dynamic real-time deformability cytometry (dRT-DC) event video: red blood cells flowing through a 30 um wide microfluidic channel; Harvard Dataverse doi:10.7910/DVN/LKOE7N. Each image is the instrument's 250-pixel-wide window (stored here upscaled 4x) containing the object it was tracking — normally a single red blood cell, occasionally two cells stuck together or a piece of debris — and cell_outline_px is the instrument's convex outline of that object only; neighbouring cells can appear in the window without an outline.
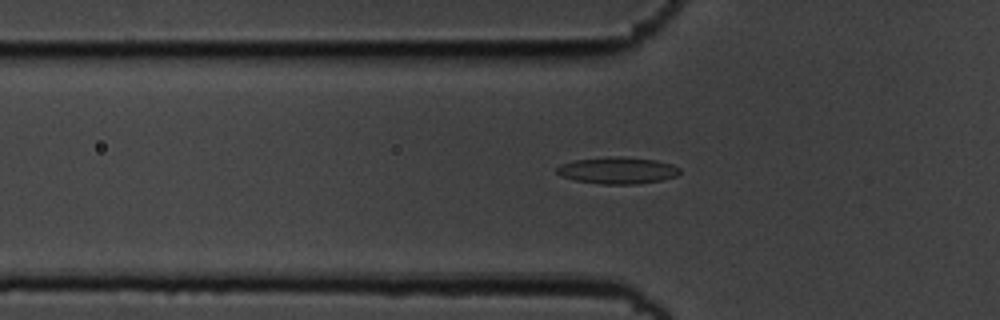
{"species": "common noctule bat (a hibernating species)", "species_latin": "Nyctalus noctula", "temperature_condition": "cold", "stored_images_in_passage": 39, "camera_frame_rate_fps": 3000, "um_per_image_px": 0.085, "animal": {"sex": "male", "body_mass_g": 19.5, "forearm_length_mm": 54.6}, "frame": {"image": 1, "passage_image": 2, "time_ms": 0.333, "image_size_px": [1000, 320], "cell_outline_px": [[680, 172], [676, 176], [660, 180], [636, 184], [600, 184], [576, 180], [560, 176], [556, 172], [556, 168], [560, 164], [576, 160], [608, 156], [624, 156], [656, 160], [672, 164], [680, 168]], "centroid_in_image_um": [52.48, 14.47], "position_along_channel_um": 73.3, "area_um2": 19.25}}
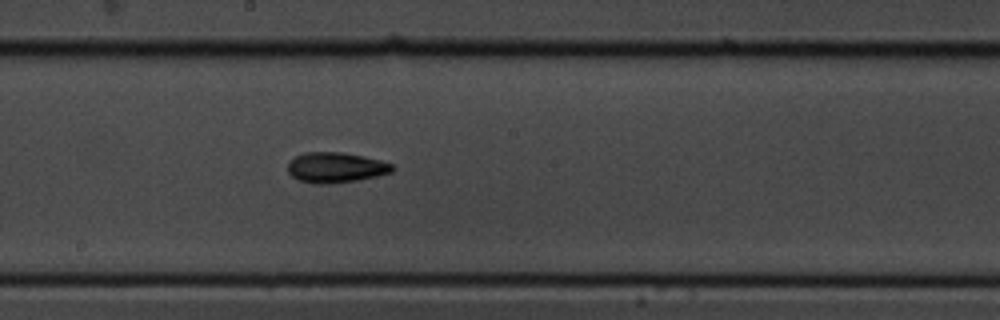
{"frame": {"image": 2, "passage_image": 14, "time_ms": 4.333, "image_size_px": [1000, 320], "cell_outline_px": [[396, 168], [392, 172], [360, 180], [328, 184], [316, 184], [300, 180], [292, 176], [288, 172], [288, 164], [296, 156], [304, 152], [340, 152], [364, 156], [380, 160], [392, 164]], "centroid_in_image_um": [28.56, 14.24], "position_along_channel_um": 219.6, "area_um2": 18.5}}
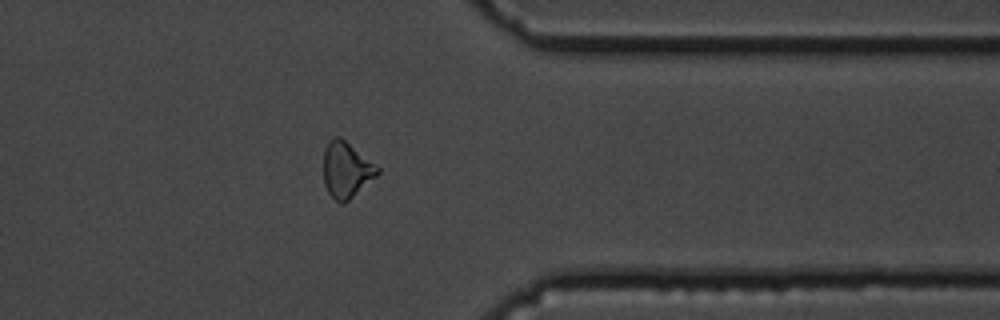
{"frame": {"image": 3, "passage_image": 28, "time_ms": 9.0, "image_size_px": [1000, 320], "cell_outline_px": [[380, 172], [376, 176], [344, 204], [340, 204], [328, 192], [324, 184], [324, 148], [328, 140], [336, 136], [340, 136], [380, 168]], "centroid_in_image_um": [29.42, 14.42], "position_along_channel_um": 382.0, "area_um2": 17.46}, "authors_computed_cell_mechanics": {"area_um2": 17.4556, "velocity_mm_per_s": 3.6447, "shape_relaxation_time_tau1_ms": null, "shape_relaxation_time_tau2_ms": 6.2549, "deformation_change_tau1": null, "deformation_change_tau2": 0.1503}}